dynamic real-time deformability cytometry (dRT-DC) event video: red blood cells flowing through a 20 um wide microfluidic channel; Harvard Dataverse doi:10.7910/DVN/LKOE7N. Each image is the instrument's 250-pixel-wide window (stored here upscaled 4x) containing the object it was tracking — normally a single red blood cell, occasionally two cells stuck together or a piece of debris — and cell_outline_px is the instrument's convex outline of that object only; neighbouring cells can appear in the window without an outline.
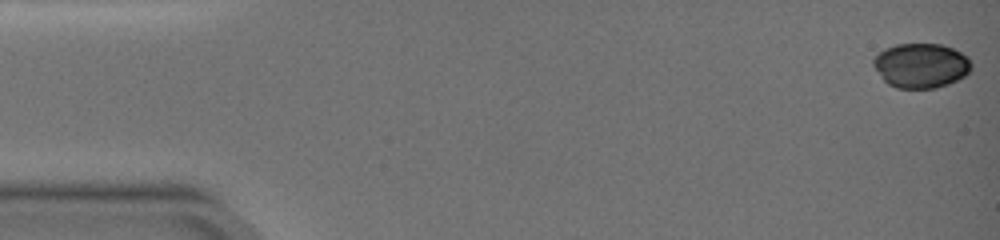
{"species": "common noctule bat (a hibernating species)", "species_latin": "Nyctalus noctula", "temperature_condition": "warm", "stored_images_in_passage": 25, "camera_frame_rate_fps": 3000, "um_per_image_px": 0.085, "animal": {"sex": "female", "body_mass_g": 19.0, "forearm_length_mm": 51.5}, "frame": {"image": 1, "passage_image": 1, "time_ms": 0.0, "image_size_px": [1000, 240], "cell_outline_px": [[972, 68], [964, 76], [948, 84], [936, 88], [896, 88], [888, 84], [884, 80], [872, 64], [872, 60], [884, 48], [896, 44], [940, 44], [952, 48], [968, 56], [972, 64]], "centroid_in_image_um": [78.29, 5.57], "position_along_channel_um": 6.7, "area_um2": 25.49}}
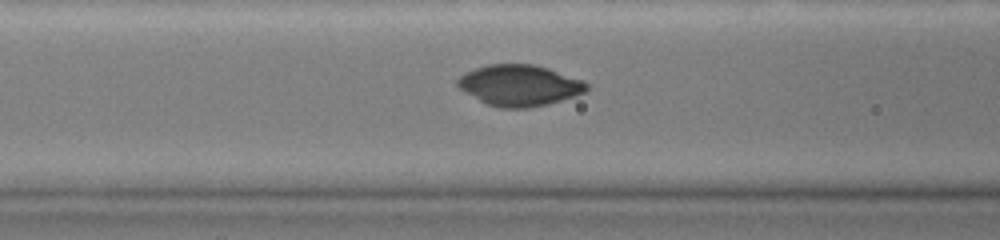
{"frame": {"image": 2, "passage_image": 20, "time_ms": 7.0, "image_size_px": [1000, 240], "cell_outline_px": [[588, 88], [584, 92], [576, 96], [548, 104], [528, 108], [500, 108], [488, 104], [480, 100], [460, 88], [456, 84], [456, 80], [460, 76], [476, 68], [488, 64], [536, 64], [584, 80], [588, 84]], "centroid_in_image_um": [44.19, 7.25], "position_along_channel_um": 122.4, "area_um2": 30.75}}
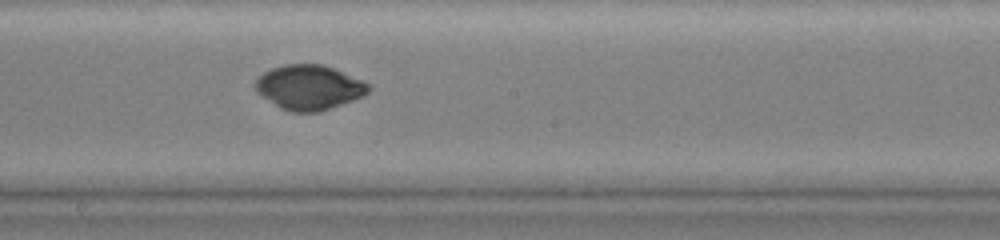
{"frame": {"image": 3, "passage_image": 25, "time_ms": 9.667, "image_size_px": [1000, 240], "cell_outline_px": [[372, 88], [364, 96], [320, 112], [292, 112], [280, 108], [256, 92], [256, 80], [264, 72], [272, 68], [284, 64], [324, 64], [364, 80], [372, 84]], "centroid_in_image_um": [26.33, 7.42], "position_along_channel_um": 221.9, "area_um2": 29.71}}